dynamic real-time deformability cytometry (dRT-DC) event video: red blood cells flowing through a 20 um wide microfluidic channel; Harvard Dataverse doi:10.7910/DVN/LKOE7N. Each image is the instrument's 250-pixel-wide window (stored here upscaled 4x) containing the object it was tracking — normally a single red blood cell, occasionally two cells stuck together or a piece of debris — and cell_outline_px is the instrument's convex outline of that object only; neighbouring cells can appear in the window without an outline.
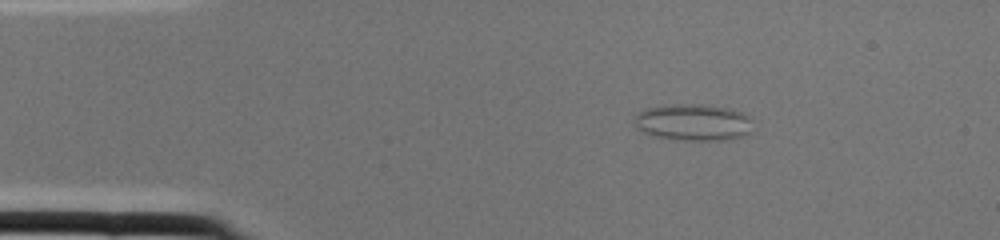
{"species": "common noctule bat (a hibernating species)", "species_latin": "Nyctalus noctula", "temperature_condition": "cold", "stored_images_in_passage": 1, "camera_frame_rate_fps": 3000, "um_per_image_px": 0.085, "animal": {"sex": "female", "body_mass_g": 22.0, "forearm_length_mm": 56.7}, "frame": {"image": 1, "passage_image": 1, "time_ms": 0.0, "image_size_px": [1000, 240], "cell_outline_px": [[752, 132], [744, 136], [732, 140], [672, 140], [652, 136], [636, 128], [632, 124], [636, 112], [644, 108], [676, 104], [700, 104], [732, 108], [752, 116]], "centroid_in_image_um": [58.94, 10.4], "position_along_channel_um": 26.1, "area_um2": 26.24}}